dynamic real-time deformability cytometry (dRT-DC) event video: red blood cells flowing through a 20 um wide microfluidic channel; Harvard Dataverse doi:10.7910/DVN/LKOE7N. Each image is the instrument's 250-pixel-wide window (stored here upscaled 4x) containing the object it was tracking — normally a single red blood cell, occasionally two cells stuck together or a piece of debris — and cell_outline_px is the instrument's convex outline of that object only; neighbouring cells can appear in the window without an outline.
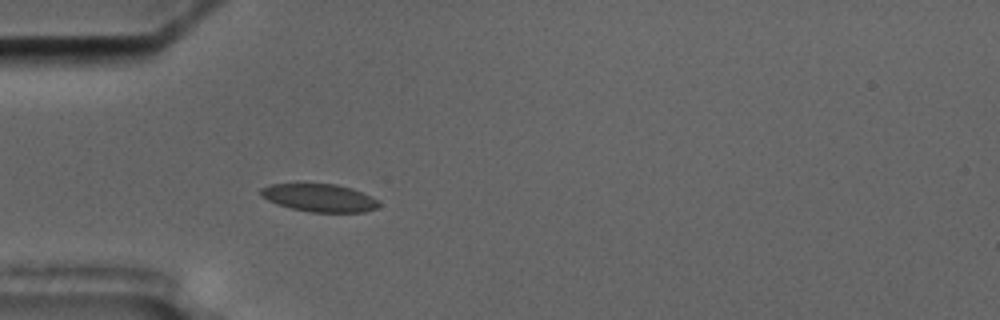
{"species": "common noctule bat (a hibernating species)", "species_latin": "Nyctalus noctula", "temperature_condition": "cold", "stored_images_in_passage": 3, "camera_frame_rate_fps": 3000, "um_per_image_px": 0.085, "animal": {"sex": "male", "body_mass_g": 17.5, "forearm_length_mm": 52.3}, "frame": {"image": 1, "passage_image": 3, "time_ms": 2.333, "image_size_px": [1000, 320], "cell_outline_px": [[380, 204], [376, 208], [364, 212], [312, 212], [292, 208], [268, 200], [260, 192], [260, 188], [268, 184], [336, 184], [352, 188], [372, 196]], "centroid_in_image_um": [27.18, 16.8], "position_along_channel_um": 57.8, "area_um2": 18.9}}